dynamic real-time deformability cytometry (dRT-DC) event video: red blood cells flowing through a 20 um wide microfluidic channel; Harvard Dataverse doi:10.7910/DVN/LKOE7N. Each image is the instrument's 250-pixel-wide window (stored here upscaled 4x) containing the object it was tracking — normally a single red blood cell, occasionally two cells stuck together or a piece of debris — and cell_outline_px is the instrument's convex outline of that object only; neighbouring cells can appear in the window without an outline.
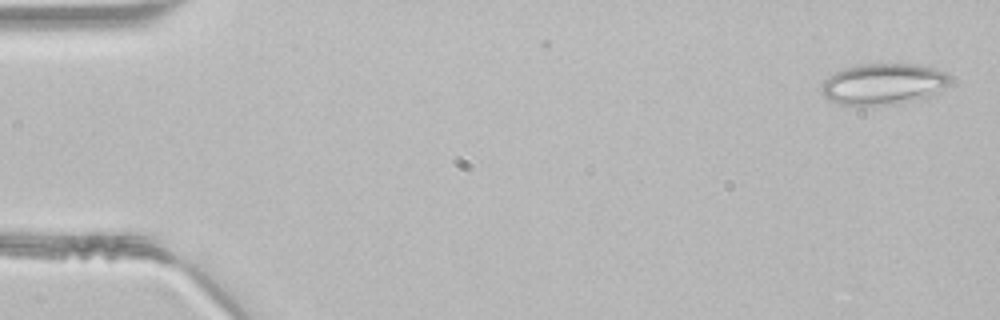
{"species": "common noctule bat (a hibernating species)", "species_latin": "Nyctalus noctula", "temperature_condition": "room temperature", "stored_images_in_passage": 5, "camera_frame_rate_fps": 3000, "um_per_image_px": 0.085, "animal": {"sex": "male", "body_mass_g": 21.5, "forearm_length_mm": 52.0}, "frame": {"image": 1, "passage_image": 1, "time_ms": 0.0, "image_size_px": [1000, 320], "cell_outline_px": [[952, 80], [936, 96], [928, 100], [864, 108], [860, 108], [840, 104], [828, 100], [820, 92], [820, 84], [828, 76], [844, 68], [856, 64], [920, 64], [944, 72], [952, 76]], "centroid_in_image_um": [75.1, 7.2], "position_along_channel_um": 9.9, "area_um2": 32.43}}